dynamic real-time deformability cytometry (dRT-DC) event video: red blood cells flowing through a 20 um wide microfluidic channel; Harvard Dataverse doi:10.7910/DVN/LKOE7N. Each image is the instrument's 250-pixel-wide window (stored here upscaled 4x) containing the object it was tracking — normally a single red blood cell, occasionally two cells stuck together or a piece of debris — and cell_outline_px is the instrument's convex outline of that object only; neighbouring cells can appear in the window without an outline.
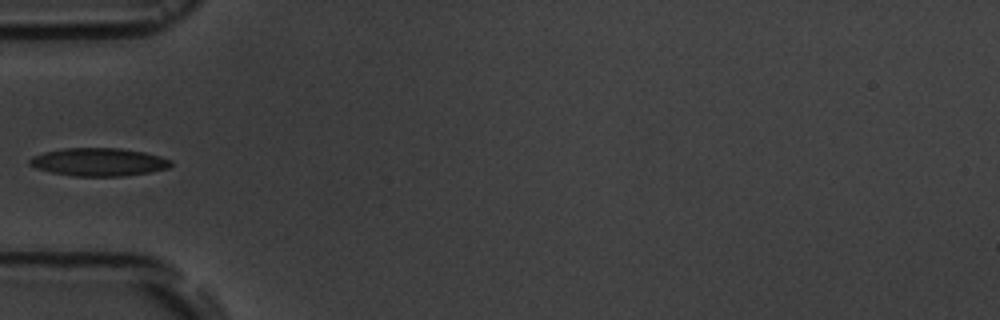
{"species": "common noctule bat (a hibernating species)", "species_latin": "Nyctalus noctula", "temperature_condition": "room temperature", "stored_images_in_passage": 5, "camera_frame_rate_fps": 3000, "um_per_image_px": 0.085, "animal": {"sex": "male", "body_mass_g": 19.5, "forearm_length_mm": 54.6}, "frame": {"image": 1, "passage_image": 5, "time_ms": 5.667, "image_size_px": [1000, 320], "cell_outline_px": [[172, 164], [168, 168], [148, 172], [124, 176], [72, 176], [52, 172], [36, 168], [28, 164], [28, 160], [32, 156], [44, 152], [64, 148], [120, 148], [144, 152], [160, 156], [172, 160]], "centroid_in_image_um": [8.37, 13.77], "position_along_channel_um": 76.6, "area_um2": 23.06}}